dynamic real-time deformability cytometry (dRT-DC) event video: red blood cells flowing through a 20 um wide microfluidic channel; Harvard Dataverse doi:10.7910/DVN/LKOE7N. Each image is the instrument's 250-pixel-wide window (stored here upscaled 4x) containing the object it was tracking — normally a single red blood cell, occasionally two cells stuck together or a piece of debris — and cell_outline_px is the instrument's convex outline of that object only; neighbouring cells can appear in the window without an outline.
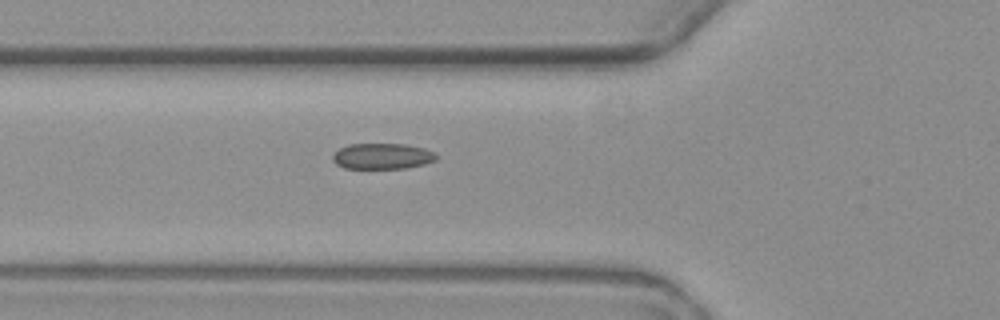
{"species": "common noctule bat (a hibernating species)", "species_latin": "Nyctalus noctula", "temperature_condition": "warm", "stored_images_in_passage": 8, "segment_of_instrument_passage": [2, 2], "camera_frame_rate_fps": 3000, "um_per_image_px": 0.085, "animal": {"sex": "female", "body_mass_g": 19.3, "forearm_length_mm": 54.1}, "frame": {"image": 1, "passage_image": 8, "time_ms": 8.667, "image_size_px": [1000, 320], "cell_outline_px": [[436, 160], [424, 164], [408, 168], [344, 168], [336, 164], [332, 160], [332, 156], [340, 148], [348, 144], [404, 144], [424, 148], [436, 152]], "centroid_in_image_um": [32.5, 13.27], "position_along_channel_um": 93.3, "area_um2": 15.61}}